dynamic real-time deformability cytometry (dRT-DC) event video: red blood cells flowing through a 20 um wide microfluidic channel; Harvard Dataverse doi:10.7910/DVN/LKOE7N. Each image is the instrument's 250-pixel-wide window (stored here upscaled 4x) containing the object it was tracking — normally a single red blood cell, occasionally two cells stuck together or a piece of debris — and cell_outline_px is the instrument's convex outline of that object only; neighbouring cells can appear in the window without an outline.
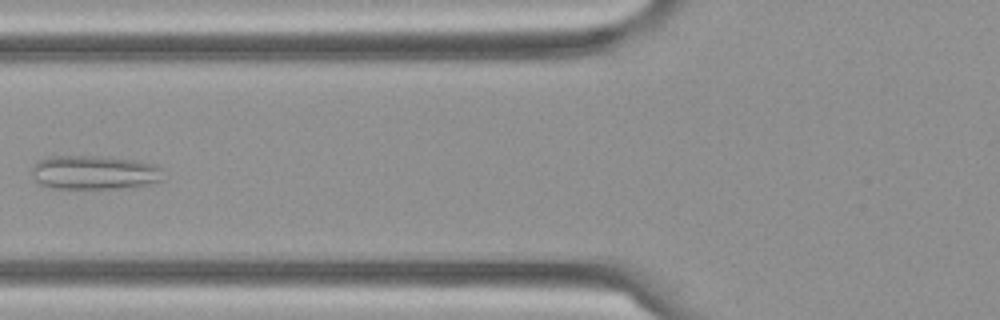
{"species": "Egyptian fruit bat (a non-hibernating species)", "species_latin": "Rousettus aegyptiacus", "temperature_condition": "cold", "stored_images_in_passage": 7, "camera_frame_rate_fps": 3000, "um_per_image_px": 0.085, "frame": {"image": 1, "passage_image": 7, "time_ms": 2.0, "image_size_px": [1000, 320], "cell_outline_px": [[164, 180], [148, 184], [120, 188], [52, 188], [40, 184], [36, 180], [32, 172], [32, 168], [40, 160], [52, 156], [96, 156], [132, 160], [152, 164], [160, 168]], "centroid_in_image_um": [8.02, 14.66], "position_along_channel_um": 117.8, "area_um2": 25.61}}